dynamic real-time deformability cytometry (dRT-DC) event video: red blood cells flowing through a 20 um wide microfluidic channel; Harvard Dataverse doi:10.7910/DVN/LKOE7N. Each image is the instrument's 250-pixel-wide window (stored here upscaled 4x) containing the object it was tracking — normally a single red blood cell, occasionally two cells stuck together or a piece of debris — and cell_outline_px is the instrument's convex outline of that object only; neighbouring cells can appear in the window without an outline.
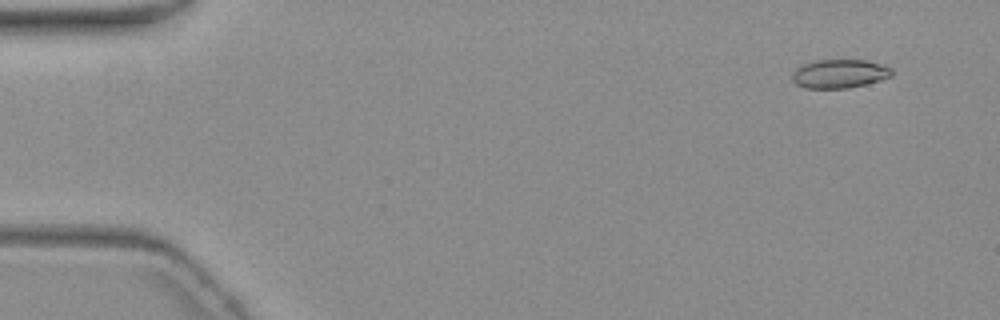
{"species": "common noctule bat (a hibernating species)", "species_latin": "Nyctalus noctula", "temperature_condition": "warm", "stored_images_in_passage": 6, "camera_frame_rate_fps": 3000, "um_per_image_px": 0.085, "animal": {"sex": "female", "body_mass_g": 19.3, "forearm_length_mm": 54.1}, "frame": {"image": 1, "passage_image": 2, "time_ms": 1.333, "image_size_px": [1000, 320], "cell_outline_px": [[892, 76], [880, 80], [848, 88], [808, 88], [796, 84], [792, 80], [792, 72], [796, 68], [804, 64], [816, 60], [864, 60], [880, 64], [892, 68]], "centroid_in_image_um": [71.34, 6.26], "position_along_channel_um": 13.7, "area_um2": 16.53}}
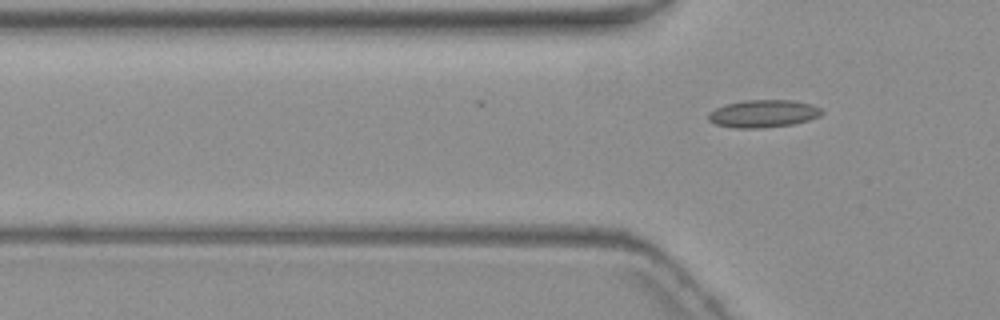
{"frame": {"image": 2, "passage_image": 6, "time_ms": 6.0, "image_size_px": [1000, 320], "cell_outline_px": [[824, 112], [820, 116], [808, 120], [792, 124], [760, 128], [736, 128], [716, 124], [708, 120], [708, 116], [716, 108], [724, 104], [744, 100], [792, 100], [812, 104], [820, 108]], "centroid_in_image_um": [64.9, 9.65], "position_along_channel_um": 60.9, "area_um2": 18.15}}